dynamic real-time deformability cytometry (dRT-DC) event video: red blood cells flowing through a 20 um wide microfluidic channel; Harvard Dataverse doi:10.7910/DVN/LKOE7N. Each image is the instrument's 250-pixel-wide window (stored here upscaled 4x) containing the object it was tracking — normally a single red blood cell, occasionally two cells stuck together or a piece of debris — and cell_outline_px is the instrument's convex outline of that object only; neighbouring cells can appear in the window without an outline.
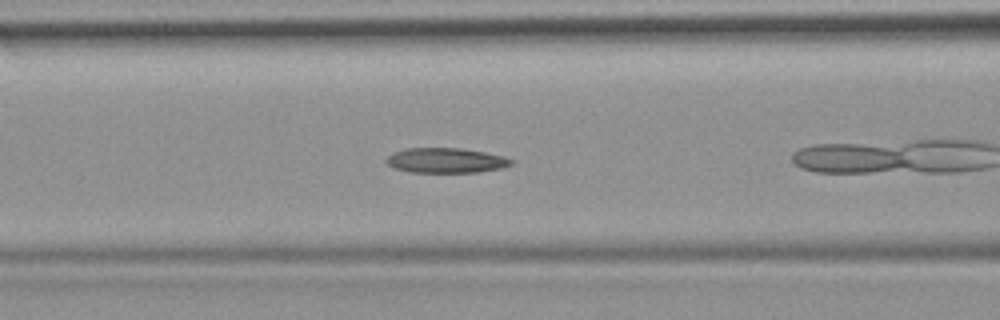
{"species": "common noctule bat (a hibernating species)", "species_latin": "Nyctalus noctula", "temperature_condition": "room temperature", "stored_images_in_passage": 38, "camera_frame_rate_fps": 3000, "um_per_image_px": 0.085, "animal": {"sex": "female", "body_mass_g": 19.9}, "frame": {"image": 1, "passage_image": 6, "time_ms": 1.667, "image_size_px": [1000, 320], "cell_outline_px": [[516, 160], [512, 164], [504, 168], [476, 172], [408, 172], [396, 168], [388, 164], [384, 160], [392, 152], [404, 148], [460, 148], [484, 152], [504, 156]], "centroid_in_image_um": [37.92, 13.63], "position_along_channel_um": 128.7, "area_um2": 18.32}, "authors_computed_cell_mechanics": {"area_um2": 18.3515, "velocity_mm_per_s": 3.8398, "shape_relaxation_time_tau1_ms": 5.2359, "shape_relaxation_time_tau2_ms": 3.9465, "deformation_change_tau1": 0.1247, "deformation_change_tau2": 0.1136}}